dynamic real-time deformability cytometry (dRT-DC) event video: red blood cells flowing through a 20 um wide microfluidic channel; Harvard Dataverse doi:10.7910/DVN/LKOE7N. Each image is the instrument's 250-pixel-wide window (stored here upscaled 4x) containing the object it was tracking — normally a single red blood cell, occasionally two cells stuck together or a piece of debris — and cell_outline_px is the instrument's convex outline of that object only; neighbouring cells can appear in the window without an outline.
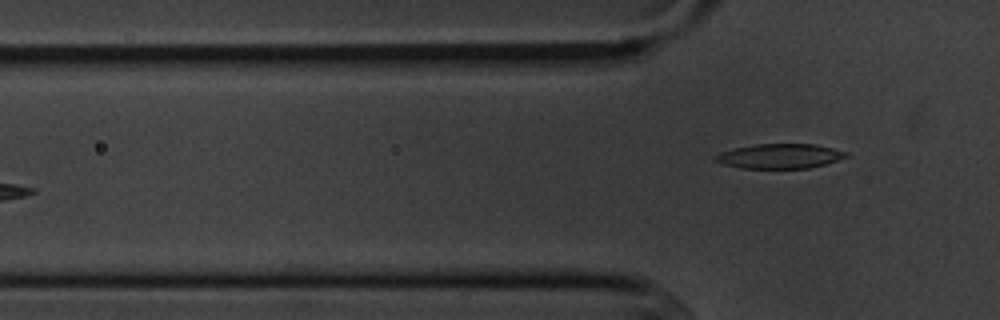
{"species": "common noctule bat (a hibernating species)", "species_latin": "Nyctalus noctula", "temperature_condition": "cold", "stored_images_in_passage": 14, "camera_frame_rate_fps": 3000, "um_per_image_px": 0.085, "animal": {"sex": "male", "body_mass_g": 20.1, "forearm_length_mm": 53.5}, "frame": {"image": 1, "passage_image": 5, "time_ms": 5.667, "image_size_px": [1000, 320], "cell_outline_px": [[848, 156], [824, 164], [808, 168], [740, 168], [720, 164], [712, 160], [712, 156], [720, 152], [732, 148], [756, 144], [816, 144], [848, 152]], "centroid_in_image_um": [66.19, 13.27], "position_along_channel_um": 59.6, "area_um2": 18.96}}
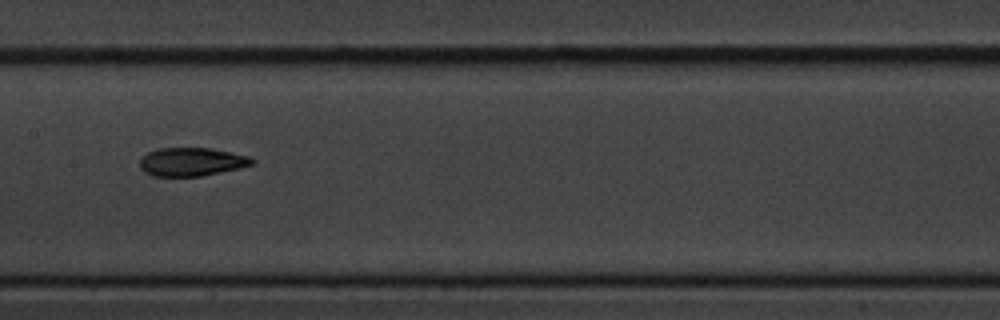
{"frame": {"image": 2, "passage_image": 8, "time_ms": 9.333, "image_size_px": [1000, 320], "cell_outline_px": [[256, 160], [252, 164], [240, 168], [200, 176], [152, 176], [144, 172], [140, 168], [140, 160], [148, 152], [160, 148], [212, 148], [248, 156]], "centroid_in_image_um": [16.28, 13.75], "position_along_channel_um": 191.1, "area_um2": 18.5}}
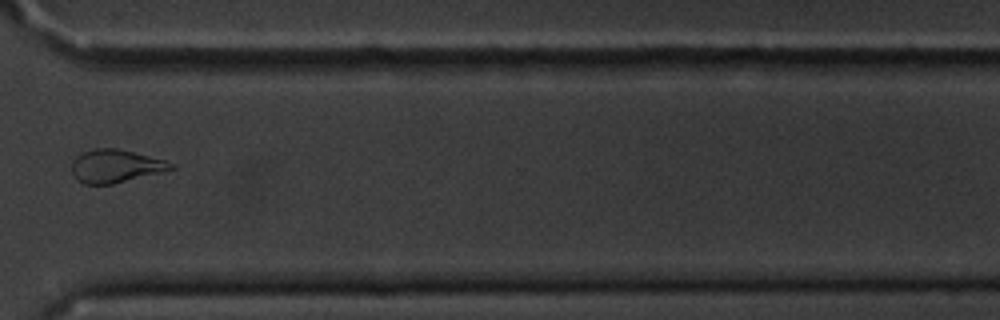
{"frame": {"image": 3, "passage_image": 12, "time_ms": 14.0, "image_size_px": [1000, 320], "cell_outline_px": [[176, 168], [112, 184], [84, 184], [76, 180], [72, 172], [72, 160], [76, 156], [92, 148], [116, 148], [164, 160], [176, 164]], "centroid_in_image_um": [9.78, 14.12], "position_along_channel_um": 360.8, "area_um2": 18.96}}